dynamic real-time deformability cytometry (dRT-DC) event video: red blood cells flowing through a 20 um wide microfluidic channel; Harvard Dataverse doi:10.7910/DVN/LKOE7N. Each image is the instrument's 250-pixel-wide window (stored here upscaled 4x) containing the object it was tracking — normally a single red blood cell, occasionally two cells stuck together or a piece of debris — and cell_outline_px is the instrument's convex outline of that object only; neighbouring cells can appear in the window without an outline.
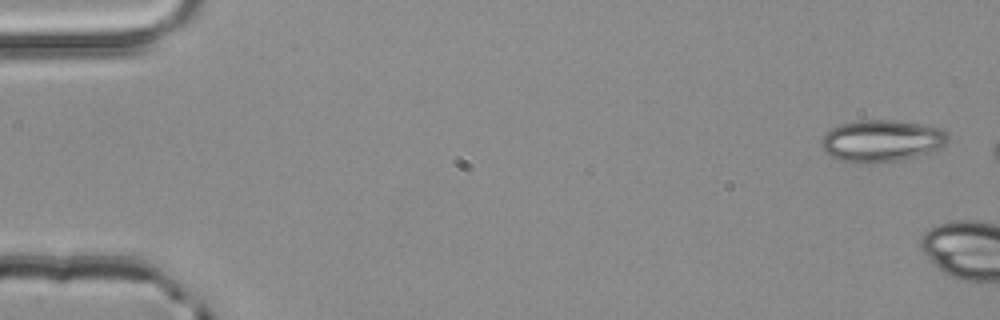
{"species": "common noctule bat (a hibernating species)", "species_latin": "Nyctalus noctula", "temperature_condition": "room temperature", "stored_images_in_passage": 6, "camera_frame_rate_fps": 3000, "um_per_image_px": 0.085, "animal": {"sex": "male", "body_mass_g": 20.4}, "frame": {"image": 1, "passage_image": 1, "time_ms": 0.0, "image_size_px": [1000, 320], "cell_outline_px": [[948, 140], [936, 152], [920, 156], [872, 164], [840, 160], [824, 152], [820, 148], [820, 140], [832, 128], [840, 124], [860, 120], [892, 120], [924, 124], [944, 128], [948, 132]], "centroid_in_image_um": [74.98, 11.97], "position_along_channel_um": 10.0, "area_um2": 31.33}}